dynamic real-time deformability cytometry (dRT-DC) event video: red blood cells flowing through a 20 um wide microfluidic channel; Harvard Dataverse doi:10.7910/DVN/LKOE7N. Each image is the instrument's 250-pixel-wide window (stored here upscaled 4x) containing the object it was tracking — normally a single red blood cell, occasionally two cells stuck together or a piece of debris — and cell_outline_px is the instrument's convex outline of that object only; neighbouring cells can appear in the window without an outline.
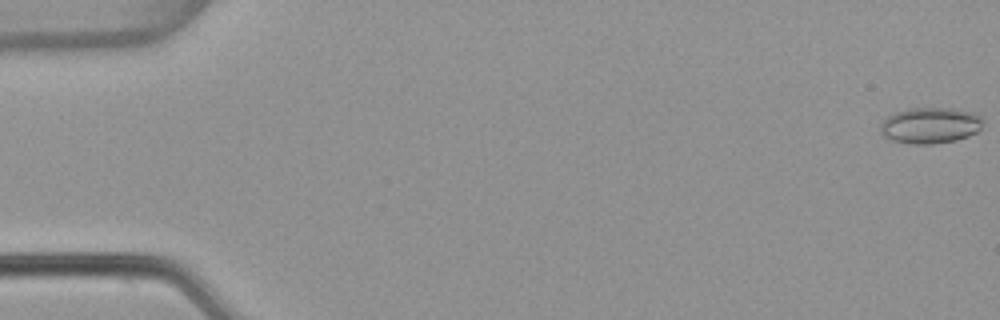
{"species": "common noctule bat (a hibernating species)", "species_latin": "Nyctalus noctula", "temperature_condition": "warm", "stored_images_in_passage": 54, "camera_frame_rate_fps": 3000, "um_per_image_px": 0.085, "animal": {"sex": "female", "body_mass_g": 22.7, "forearm_length_mm": 54.2}, "frame": {"image": 1, "passage_image": 1, "time_ms": 0.0, "image_size_px": [1000, 320], "cell_outline_px": [[984, 120], [980, 128], [976, 132], [968, 136], [956, 140], [932, 144], [912, 144], [892, 140], [884, 136], [880, 132], [880, 124], [888, 116], [896, 112], [908, 108], [952, 108], [972, 112], [980, 116]], "centroid_in_image_um": [79.07, 10.66], "position_along_channel_um": 5.9, "area_um2": 21.56}}
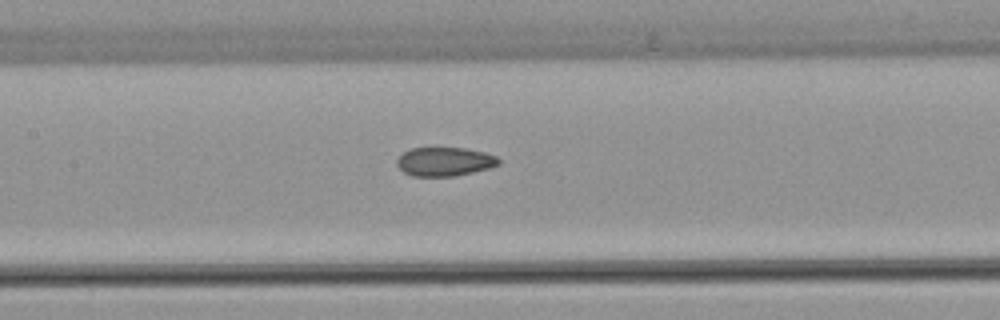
{"frame": {"image": 2, "passage_image": 26, "time_ms": 8.333, "image_size_px": [1000, 320], "cell_outline_px": [[500, 164], [488, 168], [472, 172], [452, 176], [412, 176], [404, 172], [396, 164], [396, 160], [404, 152], [412, 148], [464, 148], [484, 152], [496, 156], [500, 160]], "centroid_in_image_um": [37.79, 13.73], "position_along_channel_um": 169.6, "area_um2": 16.94}}
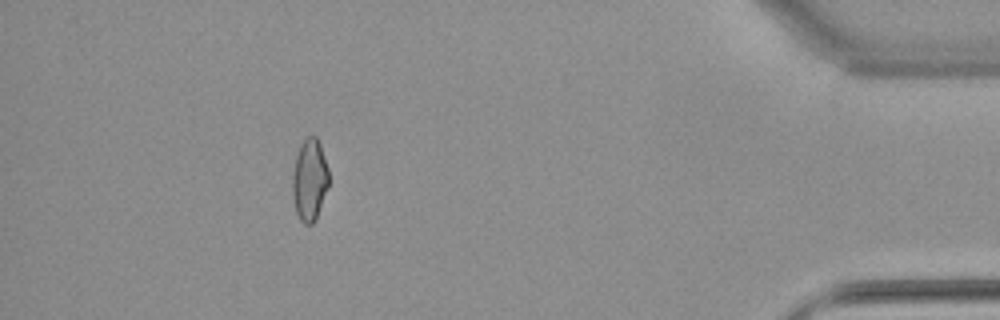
{"frame": {"image": 3, "passage_image": 49, "time_ms": 16.0, "image_size_px": [1000, 320], "cell_outline_px": [[328, 184], [316, 220], [312, 224], [304, 224], [300, 220], [296, 212], [292, 196], [292, 176], [296, 156], [300, 144], [308, 136], [316, 136], [320, 144], [328, 168]], "centroid_in_image_um": [26.3, 15.3], "position_along_channel_um": 408.9, "area_um2": 17.28}, "authors_computed_cell_mechanics": {"area_um2": 18.0625, "velocity_mm_per_s": 3.8504, "shape_relaxation_time_tau1_ms": null, "shape_relaxation_time_tau2_ms": 2.2075, "deformation_change_tau1": null, "deformation_change_tau2": 0.0715}}